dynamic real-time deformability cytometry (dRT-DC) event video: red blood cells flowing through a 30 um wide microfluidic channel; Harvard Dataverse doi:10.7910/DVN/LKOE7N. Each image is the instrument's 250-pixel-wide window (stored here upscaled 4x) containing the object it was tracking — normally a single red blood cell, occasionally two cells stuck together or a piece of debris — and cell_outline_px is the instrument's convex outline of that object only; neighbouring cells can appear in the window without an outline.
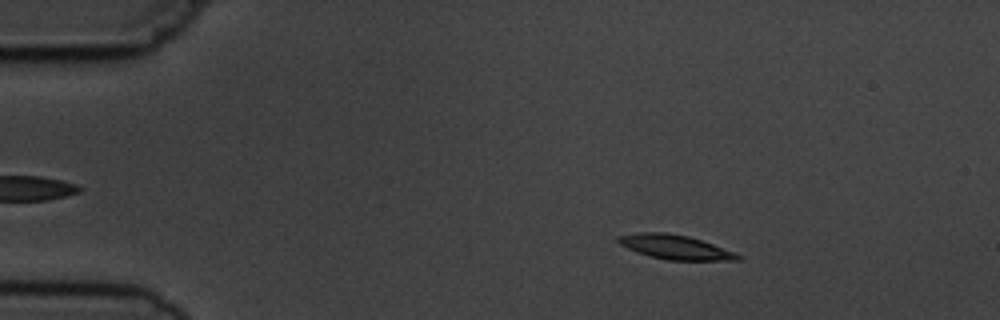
{"species": "common noctule bat (a hibernating species)", "species_latin": "Nyctalus noctula", "temperature_condition": "cold", "stored_images_in_passage": 4, "camera_frame_rate_fps": 3000, "um_per_image_px": 0.085, "animal": {"sex": "male", "body_mass_g": 19.5, "forearm_length_mm": 54.6}, "frame": {"image": 1, "passage_image": 2, "time_ms": 1.333, "image_size_px": [1000, 320], "cell_outline_px": [[744, 256], [740, 260], [668, 260], [648, 256], [636, 252], [620, 244], [616, 240], [616, 236], [640, 232], [668, 232], [688, 236], [736, 252]], "centroid_in_image_um": [57.38, 21.0], "position_along_channel_um": 27.6, "area_um2": 17.05}}